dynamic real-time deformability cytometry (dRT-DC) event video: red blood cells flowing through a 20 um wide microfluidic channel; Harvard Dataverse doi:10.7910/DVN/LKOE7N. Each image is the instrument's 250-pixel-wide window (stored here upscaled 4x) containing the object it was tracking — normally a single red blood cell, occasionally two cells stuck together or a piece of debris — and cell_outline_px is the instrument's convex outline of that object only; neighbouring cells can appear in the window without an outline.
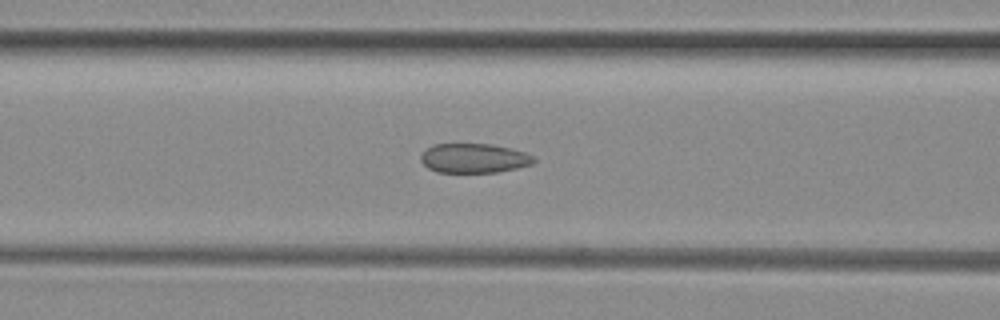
{"species": "common noctule bat (a hibernating species)", "species_latin": "Nyctalus noctula", "temperature_condition": "room temperature", "stored_images_in_passage": 45, "camera_frame_rate_fps": 3000, "um_per_image_px": 0.085, "animal": {"sex": "female", "body_mass_g": 29.2, "forearm_length_mm": 56.3}, "frame": {"image": 1, "passage_image": 19, "time_ms": 6.0, "image_size_px": [1000, 320], "cell_outline_px": [[536, 160], [532, 164], [516, 168], [496, 172], [436, 172], [428, 168], [420, 160], [420, 156], [432, 144], [492, 144], [512, 148], [536, 156]], "centroid_in_image_um": [40.31, 13.44], "position_along_channel_um": 126.3, "area_um2": 19.42}}
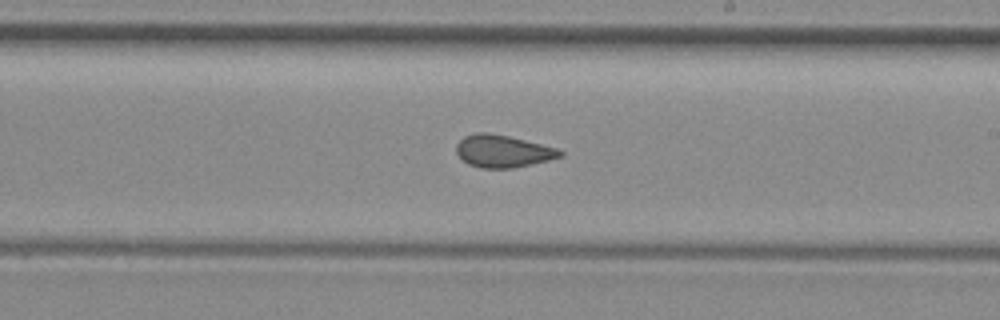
{"frame": {"image": 2, "passage_image": 28, "time_ms": 9.0, "image_size_px": [1000, 320], "cell_outline_px": [[564, 156], [548, 160], [512, 168], [480, 168], [468, 164], [456, 152], [456, 144], [464, 136], [476, 132], [488, 132], [508, 136], [556, 148], [564, 152]], "centroid_in_image_um": [42.72, 12.85], "position_along_channel_um": 246.3, "area_um2": 19.42}}
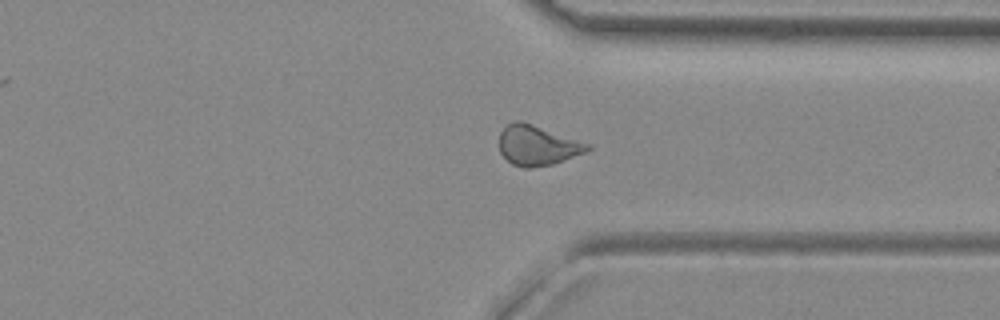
{"frame": {"image": 3, "passage_image": 37, "time_ms": 12.0, "image_size_px": [1000, 320], "cell_outline_px": [[592, 148], [584, 152], [552, 164], [528, 168], [524, 168], [512, 164], [500, 152], [500, 132], [508, 124], [516, 120], [520, 120], [592, 144]], "centroid_in_image_um": [45.68, 12.35], "position_along_channel_um": 365.7, "area_um2": 20.35}, "authors_computed_cell_mechanics": {"area_um2": 20.1722, "velocity_mm_per_s": 3.9997, "shape_relaxation_time_tau1_ms": null, "shape_relaxation_time_tau2_ms": 1.2361, "deformation_change_tau1": null, "deformation_change_tau2": 0.0791}}